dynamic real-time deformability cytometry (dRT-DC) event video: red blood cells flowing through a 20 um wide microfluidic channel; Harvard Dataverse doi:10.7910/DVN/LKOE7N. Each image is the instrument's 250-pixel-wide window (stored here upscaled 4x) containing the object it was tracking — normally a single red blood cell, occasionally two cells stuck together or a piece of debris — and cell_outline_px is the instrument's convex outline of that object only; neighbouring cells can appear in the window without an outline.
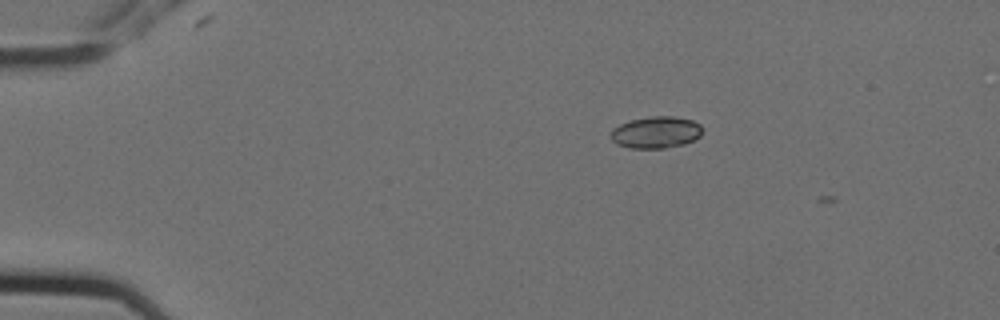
{"species": "Egyptian fruit bat (a non-hibernating species)", "species_latin": "Rousettus aegyptiacus", "temperature_condition": "cold", "stored_images_in_passage": 3, "camera_frame_rate_fps": 3000, "um_per_image_px": 0.085, "animal": {"sex": "female"}, "frame": {"image": 1, "passage_image": 1, "time_ms": 0.0, "image_size_px": [1000, 320], "cell_outline_px": [[704, 128], [700, 136], [684, 144], [664, 148], [632, 148], [616, 144], [608, 136], [612, 128], [620, 124], [632, 120], [652, 116], [672, 116], [692, 120], [700, 124]], "centroid_in_image_um": [55.74, 11.25], "position_along_channel_um": 29.3, "area_um2": 17.05}}